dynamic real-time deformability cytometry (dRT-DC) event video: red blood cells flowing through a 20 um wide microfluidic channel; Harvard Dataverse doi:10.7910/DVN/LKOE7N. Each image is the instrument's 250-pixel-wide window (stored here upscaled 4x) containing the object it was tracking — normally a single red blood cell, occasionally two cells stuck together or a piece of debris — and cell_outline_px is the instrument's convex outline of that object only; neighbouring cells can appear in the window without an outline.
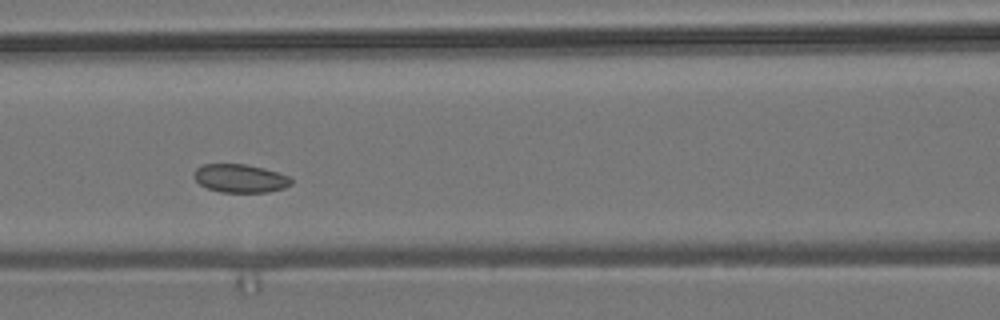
{"species": "common noctule bat (a hibernating species)", "species_latin": "Nyctalus noctula", "temperature_condition": "room temperature", "stored_images_in_passage": 8, "camera_frame_rate_fps": 3000, "um_per_image_px": 0.085, "animal": {"sex": "male", "body_mass_g": 19.2, "forearm_length_mm": 51.8}, "frame": {"image": 1, "passage_image": 5, "time_ms": 1.333, "image_size_px": [1000, 320], "cell_outline_px": [[292, 184], [284, 188], [268, 192], [220, 192], [208, 188], [200, 184], [196, 180], [196, 168], [204, 164], [244, 164], [264, 168], [292, 176]], "centroid_in_image_um": [20.49, 15.16], "position_along_channel_um": 146.1, "area_um2": 16.01}}
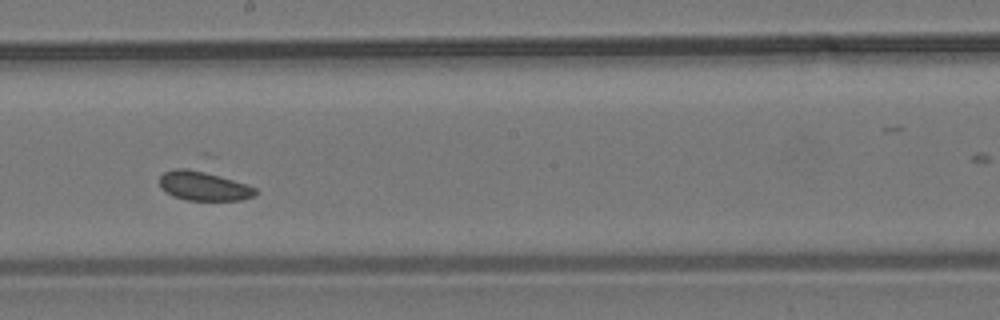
{"frame": {"image": 2, "passage_image": 7, "time_ms": 2.0, "image_size_px": [1000, 320], "cell_outline_px": [[260, 192], [256, 196], [244, 200], [188, 200], [172, 196], [164, 192], [160, 188], [160, 176], [164, 172], [176, 168], [188, 168], [220, 176], [256, 188]], "centroid_in_image_um": [17.3, 15.83], "position_along_channel_um": 230.9, "area_um2": 16.36}}
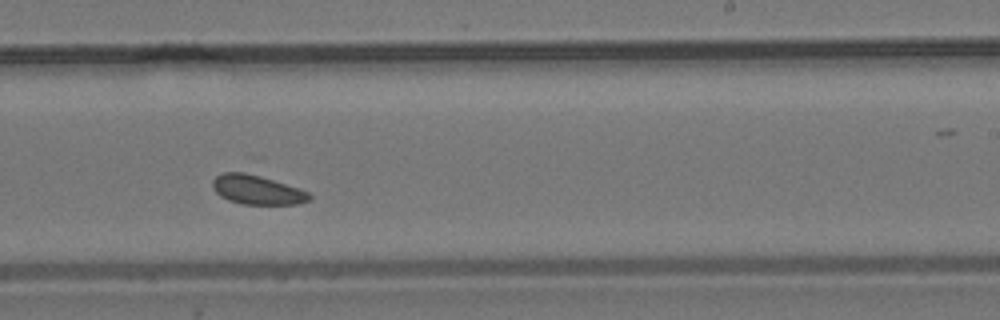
{"frame": {"image": 3, "passage_image": 8, "time_ms": 2.333, "image_size_px": [1000, 320], "cell_outline_px": [[312, 200], [296, 204], [244, 204], [228, 200], [220, 196], [212, 188], [212, 180], [216, 176], [224, 172], [252, 172], [308, 192], [312, 196]], "centroid_in_image_um": [21.83, 16.12], "position_along_channel_um": 267.2, "area_um2": 16.65}}